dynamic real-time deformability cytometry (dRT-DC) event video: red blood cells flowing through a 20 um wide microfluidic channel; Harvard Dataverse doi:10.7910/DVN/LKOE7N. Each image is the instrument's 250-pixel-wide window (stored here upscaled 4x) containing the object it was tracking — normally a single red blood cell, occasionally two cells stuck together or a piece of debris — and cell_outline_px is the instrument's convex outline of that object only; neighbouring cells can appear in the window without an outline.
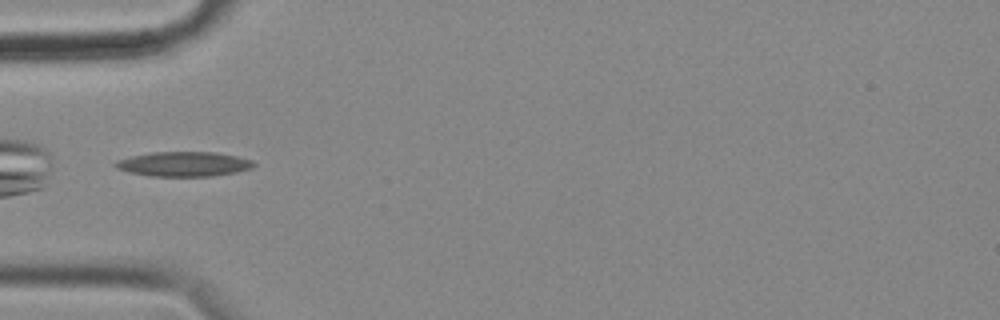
{"species": "common noctule bat (a hibernating species)", "species_latin": "Nyctalus noctula", "temperature_condition": "cold", "stored_images_in_passage": 39, "camera_frame_rate_fps": 3000, "um_per_image_px": 0.085, "animal": {"sex": "female", "body_mass_g": 18.4}, "frame": {"image": 1, "passage_image": 1, "time_ms": 0.0, "image_size_px": [1000, 320], "cell_outline_px": [[256, 164], [252, 168], [236, 172], [212, 176], [152, 176], [128, 172], [116, 168], [112, 164], [116, 160], [132, 156], [152, 152], [216, 152], [236, 156], [252, 160]], "centroid_in_image_um": [15.6, 13.94], "position_along_channel_um": 69.4, "area_um2": 19.94}, "authors_computed_cell_mechanics": {"area_um2": 19.5942, "velocity_mm_per_s": 3.4372, "shape_relaxation_time_tau1_ms": null, "shape_relaxation_time_tau2_ms": 3.1866, "deformation_change_tau1": null, "deformation_change_tau2": 0.0535}}